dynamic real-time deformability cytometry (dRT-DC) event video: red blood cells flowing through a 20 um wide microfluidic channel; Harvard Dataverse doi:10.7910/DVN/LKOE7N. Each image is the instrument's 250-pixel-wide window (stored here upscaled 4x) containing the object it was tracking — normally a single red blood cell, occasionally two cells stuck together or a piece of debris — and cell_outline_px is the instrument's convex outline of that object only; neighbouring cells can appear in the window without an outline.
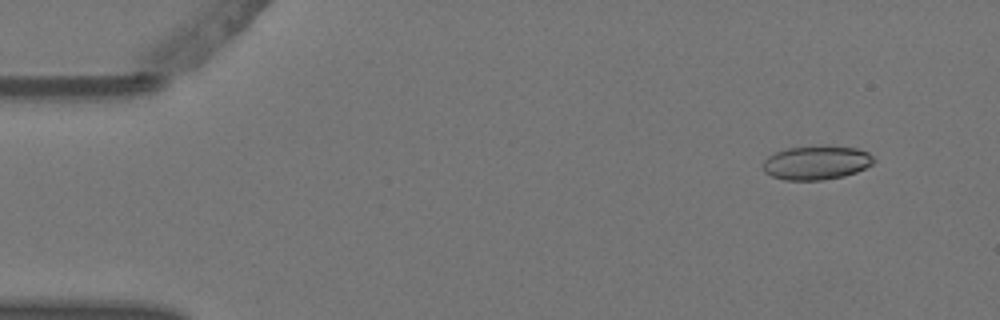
{"species": "Egyptian fruit bat (a non-hibernating species)", "species_latin": "Rousettus aegyptiacus", "temperature_condition": "warm", "stored_images_in_passage": 4, "camera_frame_rate_fps": 3000, "um_per_image_px": 0.085, "animal": {"sex": "female"}, "frame": {"image": 1, "passage_image": 1, "time_ms": 0.0, "image_size_px": [1000, 320], "cell_outline_px": [[876, 160], [872, 164], [856, 172], [844, 176], [820, 180], [784, 180], [772, 176], [764, 172], [764, 160], [768, 156], [776, 152], [788, 148], [856, 148], [868, 152]], "centroid_in_image_um": [69.38, 13.87], "position_along_channel_um": 15.6, "area_um2": 21.15}}
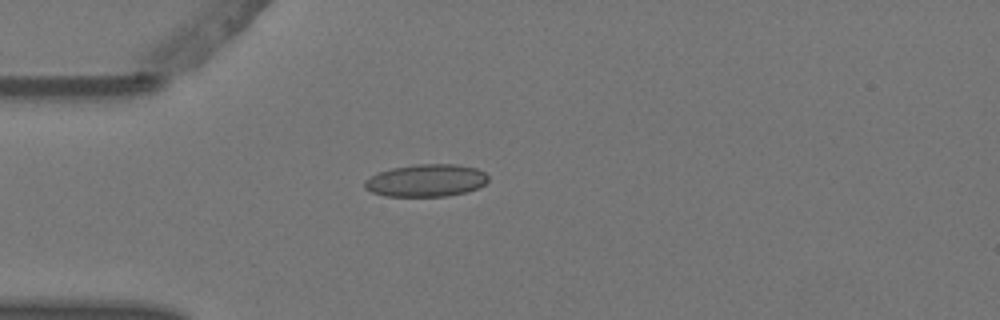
{"frame": {"image": 2, "passage_image": 4, "time_ms": 1.0, "image_size_px": [1000, 320], "cell_outline_px": [[488, 180], [484, 184], [468, 192], [448, 196], [384, 196], [372, 192], [364, 188], [364, 180], [380, 172], [392, 168], [416, 164], [456, 164], [476, 168], [484, 172], [488, 176]], "centroid_in_image_um": [36.23, 15.34], "position_along_channel_um": 48.8, "area_um2": 23.35}}